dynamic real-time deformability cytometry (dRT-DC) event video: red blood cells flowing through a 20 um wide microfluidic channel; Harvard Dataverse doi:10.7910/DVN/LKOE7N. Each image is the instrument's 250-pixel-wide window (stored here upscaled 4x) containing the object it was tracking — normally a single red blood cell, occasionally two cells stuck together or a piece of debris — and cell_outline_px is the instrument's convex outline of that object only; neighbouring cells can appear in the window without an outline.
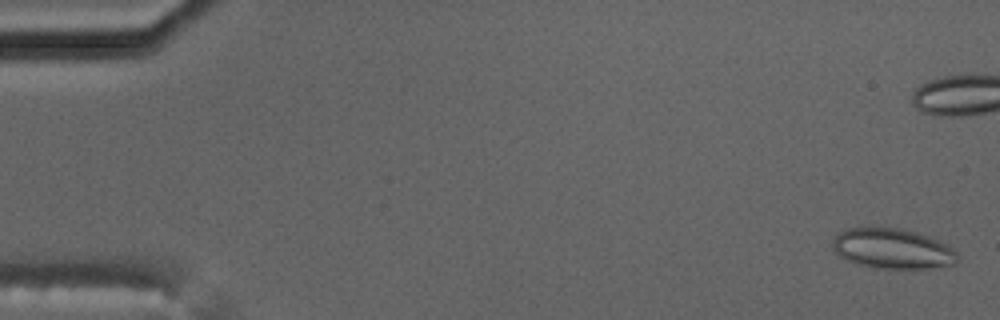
{"species": "common noctule bat (a hibernating species)", "species_latin": "Nyctalus noctula", "temperature_condition": "cold", "stored_images_in_passage": 16, "camera_frame_rate_fps": 3000, "um_per_image_px": 0.085, "animal": {"sex": "male", "body_mass_g": 17.5, "forearm_length_mm": 52.3}, "frame": {"image": 1, "passage_image": 1, "time_ms": 0.0, "image_size_px": [1000, 320], "cell_outline_px": [[960, 260], [952, 264], [932, 268], [868, 268], [856, 264], [840, 256], [832, 248], [832, 236], [836, 232], [848, 228], [900, 228], [916, 232], [940, 240], [948, 244], [960, 256]], "centroid_in_image_um": [75.85, 21.14], "position_along_channel_um": 9.2, "area_um2": 29.65}, "authors_computed_cell_mechanics": {"area_um2": 29.7381, "velocity_mm_per_s": 3.5141, "shape_relaxation_time_tau1_ms": null, "shape_relaxation_time_tau2_ms": 1.3003, "deformation_change_tau1": null, "deformation_change_tau2": 0.0686}}